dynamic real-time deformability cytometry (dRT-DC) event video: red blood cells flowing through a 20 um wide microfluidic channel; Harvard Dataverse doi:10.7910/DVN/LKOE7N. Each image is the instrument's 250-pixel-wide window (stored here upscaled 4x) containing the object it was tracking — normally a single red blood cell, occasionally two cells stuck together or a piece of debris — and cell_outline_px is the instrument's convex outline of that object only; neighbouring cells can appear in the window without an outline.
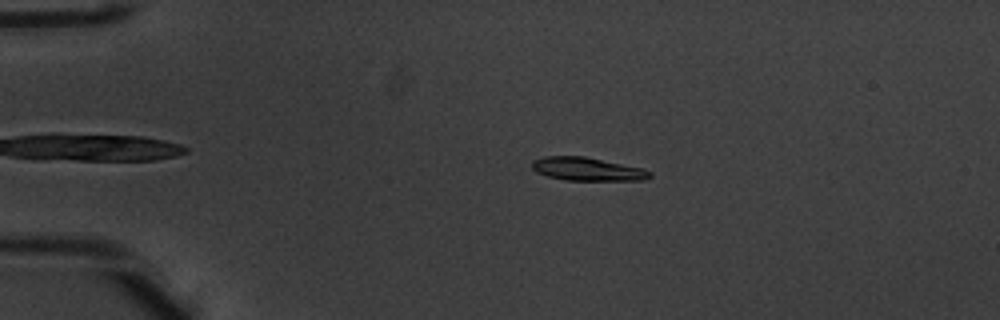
{"species": "common noctule bat (a hibernating species)", "species_latin": "Nyctalus noctula", "temperature_condition": "warm", "stored_images_in_passage": 50, "camera_frame_rate_fps": 3000, "um_per_image_px": 0.085, "animal": {"sex": "male", "body_mass_g": 20.1, "forearm_length_mm": 53.5}, "frame": {"image": 1, "passage_image": 10, "time_ms": 3.0, "image_size_px": [1000, 320], "cell_outline_px": [[652, 176], [644, 180], [564, 180], [548, 176], [536, 172], [532, 168], [532, 160], [544, 156], [584, 156], [640, 168], [652, 172]], "centroid_in_image_um": [49.88, 14.37], "position_along_channel_um": 35.1, "area_um2": 15.84}}
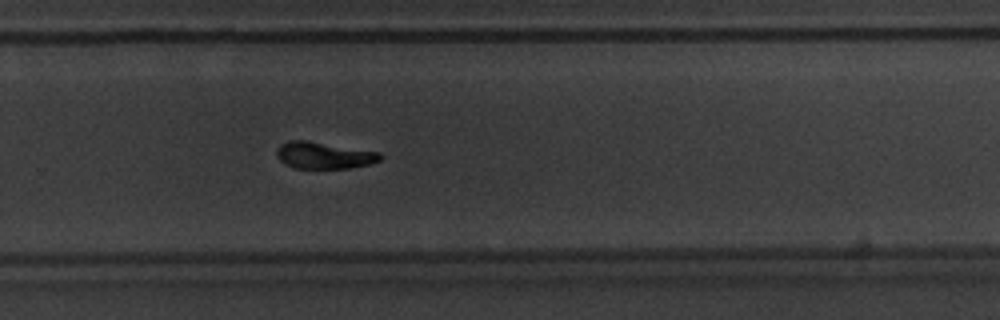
{"frame": {"image": 2, "passage_image": 34, "time_ms": 11.0, "image_size_px": [1000, 320], "cell_outline_px": [[384, 156], [380, 160], [368, 164], [348, 168], [296, 168], [284, 164], [276, 156], [276, 148], [280, 144], [288, 140], [308, 140], [380, 152]], "centroid_in_image_um": [27.51, 13.19], "position_along_channel_um": 302.3, "area_um2": 16.3}}
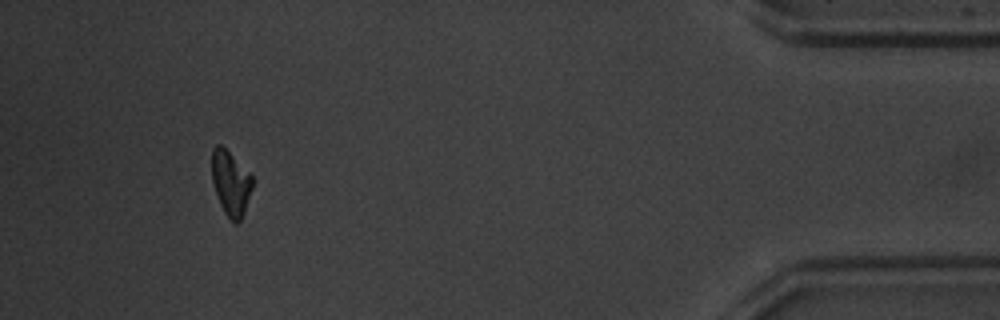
{"frame": {"image": 3, "passage_image": 47, "time_ms": 15.333, "image_size_px": [1000, 320], "cell_outline_px": [[252, 188], [244, 212], [240, 220], [236, 224], [228, 220], [220, 204], [212, 180], [212, 148], [216, 144], [220, 144], [252, 176]], "centroid_in_image_um": [19.59, 15.6], "position_along_channel_um": 415.6, "area_um2": 15.03}, "authors_computed_cell_mechanics": {"area_um2": 16.1262, "velocity_mm_per_s": 3.9627, "shape_relaxation_time_tau1_ms": 2.9006, "shape_relaxation_time_tau2_ms": 3.5939, "deformation_change_tau1": 0.1691, "deformation_change_tau2": 0.0964}}